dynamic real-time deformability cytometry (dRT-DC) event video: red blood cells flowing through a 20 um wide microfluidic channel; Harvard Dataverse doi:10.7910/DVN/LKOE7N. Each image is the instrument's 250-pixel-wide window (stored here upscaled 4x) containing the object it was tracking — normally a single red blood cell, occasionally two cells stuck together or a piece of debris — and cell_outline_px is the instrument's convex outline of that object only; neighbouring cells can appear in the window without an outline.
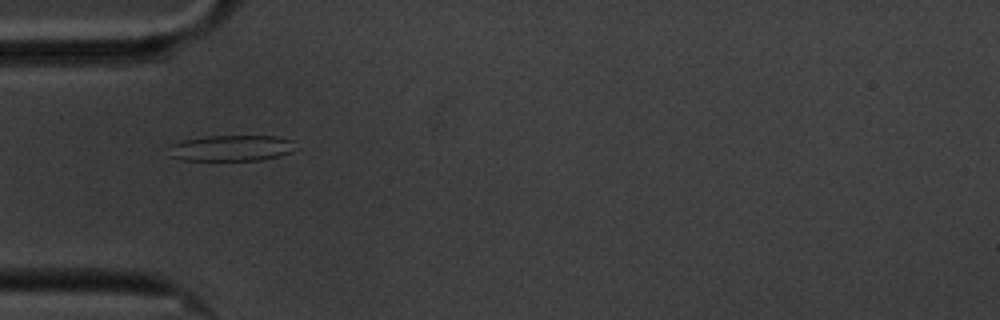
{"species": "common noctule bat (a hibernating species)", "species_latin": "Nyctalus noctula", "temperature_condition": "cold", "stored_images_in_passage": 2, "camera_frame_rate_fps": 3000, "um_per_image_px": 0.085, "animal": {"sex": "male", "body_mass_g": 20.1, "forearm_length_mm": 53.5}, "frame": {"image": 1, "passage_image": 1, "time_ms": 0.0, "image_size_px": [1000, 320], "cell_outline_px": [[300, 148], [292, 152], [280, 156], [260, 160], [180, 160], [168, 156], [168, 144], [184, 140], [208, 136], [276, 136], [292, 140]], "centroid_in_image_um": [19.67, 12.59], "position_along_channel_um": 65.3, "area_um2": 19.59}}
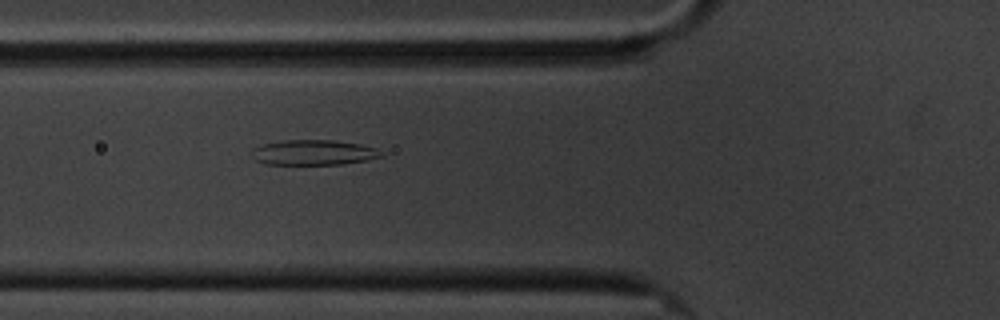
{"frame": {"image": 2, "passage_image": 2, "time_ms": 1.0, "image_size_px": [1000, 320], "cell_outline_px": [[384, 156], [344, 164], [264, 164], [256, 160], [252, 156], [252, 148], [264, 144], [284, 140], [336, 140], [360, 144], [376, 148]], "centroid_in_image_um": [26.63, 12.96], "position_along_channel_um": 99.2, "area_um2": 18.9}}